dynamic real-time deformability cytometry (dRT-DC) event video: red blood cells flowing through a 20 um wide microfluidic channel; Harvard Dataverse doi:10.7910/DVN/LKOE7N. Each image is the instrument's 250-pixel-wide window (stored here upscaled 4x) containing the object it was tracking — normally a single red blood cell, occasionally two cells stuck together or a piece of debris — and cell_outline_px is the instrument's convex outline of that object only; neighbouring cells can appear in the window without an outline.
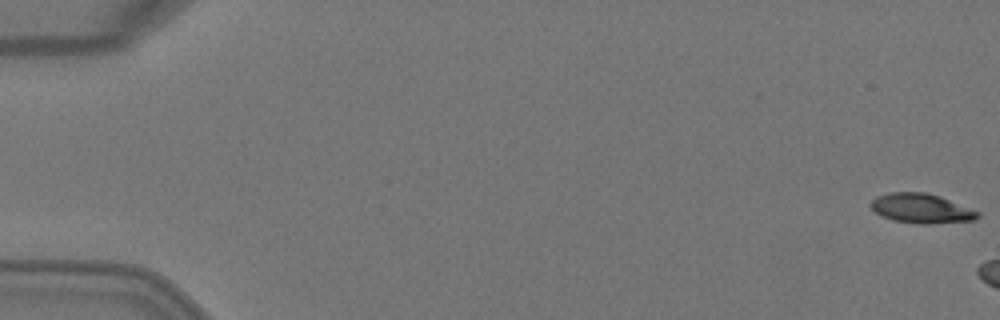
{"species": "Egyptian fruit bat (a non-hibernating species)", "species_latin": "Rousettus aegyptiacus", "temperature_condition": "warm", "stored_images_in_passage": 3, "camera_frame_rate_fps": 3000, "um_per_image_px": 0.085, "animal": {"sex": "female"}, "frame": {"image": 1, "passage_image": 1, "time_ms": 0.0, "image_size_px": [1000, 320], "cell_outline_px": [[980, 216], [972, 220], [928, 224], [920, 224], [892, 220], [876, 212], [868, 204], [876, 196], [888, 192], [924, 192], [940, 196], [980, 212]], "centroid_in_image_um": [78.29, 17.7], "position_along_channel_um": 6.7, "area_um2": 18.32}}